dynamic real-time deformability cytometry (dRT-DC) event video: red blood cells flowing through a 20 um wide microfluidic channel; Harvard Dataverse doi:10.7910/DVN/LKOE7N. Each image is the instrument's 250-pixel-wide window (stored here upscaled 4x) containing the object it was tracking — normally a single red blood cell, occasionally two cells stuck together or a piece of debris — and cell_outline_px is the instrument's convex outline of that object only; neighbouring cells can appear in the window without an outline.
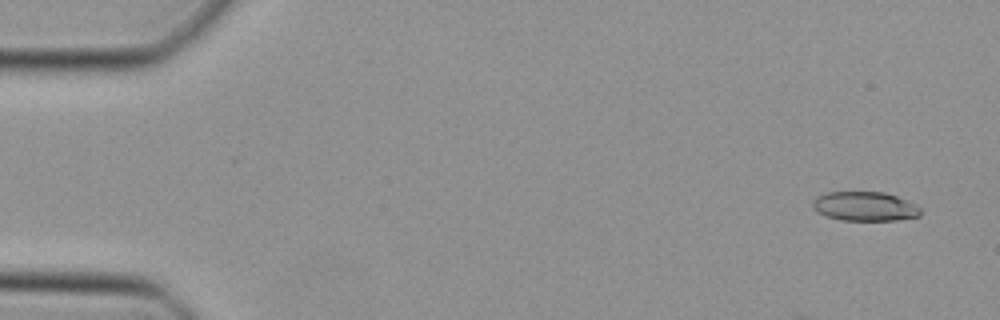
{"species": "Egyptian fruit bat (a non-hibernating species)", "species_latin": "Rousettus aegyptiacus", "temperature_condition": "cold", "stored_images_in_passage": 8, "camera_frame_rate_fps": 3000, "um_per_image_px": 0.085, "animal": {"sex": "female"}, "frame": {"image": 1, "passage_image": 3, "time_ms": 0.667, "image_size_px": [1000, 320], "cell_outline_px": [[920, 216], [896, 220], [840, 220], [828, 216], [820, 212], [812, 204], [812, 200], [828, 192], [884, 192], [896, 196], [920, 208]], "centroid_in_image_um": [73.52, 17.54], "position_along_channel_um": 11.5, "area_um2": 17.92}}